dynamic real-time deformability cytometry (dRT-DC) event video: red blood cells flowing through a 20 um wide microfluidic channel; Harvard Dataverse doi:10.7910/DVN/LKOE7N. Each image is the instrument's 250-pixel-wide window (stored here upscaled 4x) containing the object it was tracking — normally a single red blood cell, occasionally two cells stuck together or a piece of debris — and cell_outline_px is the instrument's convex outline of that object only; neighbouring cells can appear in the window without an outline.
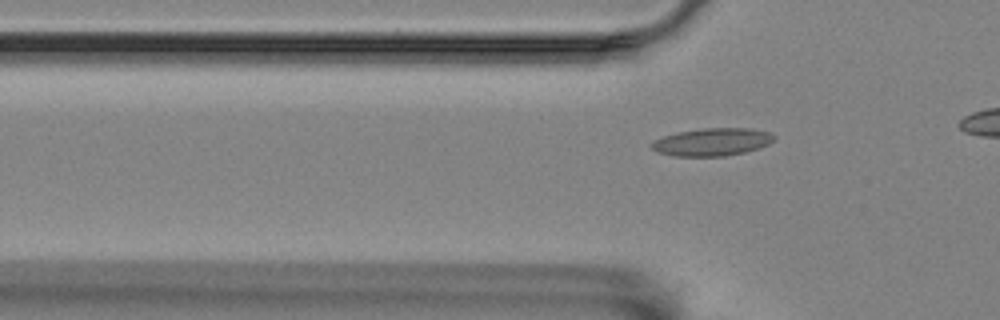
{"species": "Egyptian fruit bat (a non-hibernating species)", "species_latin": "Rousettus aegyptiacus", "temperature_condition": "room temperature", "stored_images_in_passage": 7, "segment_of_instrument_passage": [2, 2], "camera_frame_rate_fps": 3000, "um_per_image_px": 0.085, "animal": {"sex": "female"}, "frame": {"image": 1, "passage_image": 7, "time_ms": 2.0, "image_size_px": [1000, 320], "cell_outline_px": [[776, 136], [768, 144], [760, 148], [744, 152], [724, 156], [672, 156], [660, 152], [652, 148], [648, 144], [652, 140], [676, 132], [704, 128], [752, 128], [768, 132]], "centroid_in_image_um": [60.51, 12.06], "position_along_channel_um": 65.3, "area_um2": 19.83}}